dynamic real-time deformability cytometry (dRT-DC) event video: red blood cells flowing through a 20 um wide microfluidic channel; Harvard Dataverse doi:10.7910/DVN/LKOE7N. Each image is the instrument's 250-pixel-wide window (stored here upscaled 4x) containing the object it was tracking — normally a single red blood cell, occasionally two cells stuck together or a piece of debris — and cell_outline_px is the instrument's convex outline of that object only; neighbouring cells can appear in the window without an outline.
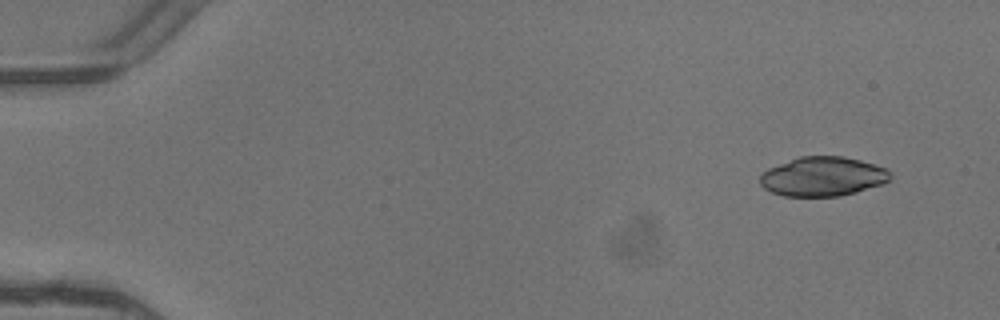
{"species": "common noctule bat (a hibernating species)", "species_latin": "Nyctalus noctula", "temperature_condition": "warm", "stored_images_in_passage": 5, "camera_frame_rate_fps": 3000, "um_per_image_px": 0.085, "animal": {"sex": "female"}, "frame": {"image": 1, "passage_image": 1, "time_ms": 0.0, "image_size_px": [1000, 320], "cell_outline_px": [[892, 176], [888, 180], [880, 184], [856, 192], [840, 196], [784, 196], [772, 192], [764, 188], [760, 184], [760, 176], [768, 168], [800, 156], [844, 156], [860, 160], [888, 168], [892, 172]], "centroid_in_image_um": [69.95, 15.0], "position_along_channel_um": 15.0, "area_um2": 29.82}}
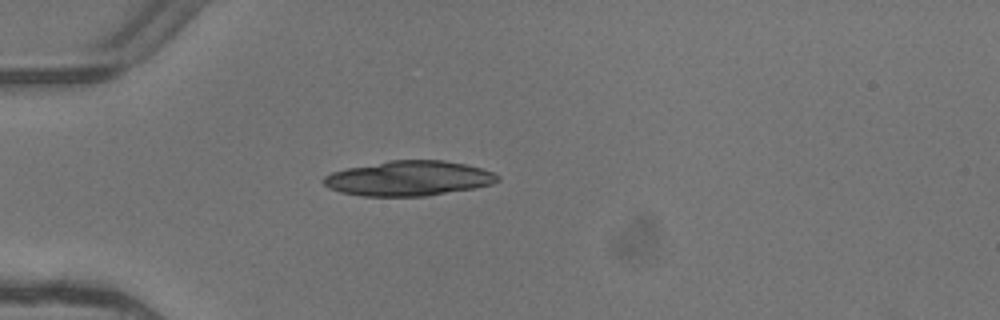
{"frame": {"image": 2, "passage_image": 4, "time_ms": 1.0, "image_size_px": [1000, 320], "cell_outline_px": [[500, 180], [492, 184], [472, 188], [424, 196], [364, 196], [340, 192], [328, 188], [320, 180], [324, 176], [332, 172], [348, 168], [388, 160], [444, 160], [464, 164], [480, 168], [492, 172], [500, 176]], "centroid_in_image_um": [34.7, 15.16], "position_along_channel_um": 50.3, "area_um2": 35.32}}